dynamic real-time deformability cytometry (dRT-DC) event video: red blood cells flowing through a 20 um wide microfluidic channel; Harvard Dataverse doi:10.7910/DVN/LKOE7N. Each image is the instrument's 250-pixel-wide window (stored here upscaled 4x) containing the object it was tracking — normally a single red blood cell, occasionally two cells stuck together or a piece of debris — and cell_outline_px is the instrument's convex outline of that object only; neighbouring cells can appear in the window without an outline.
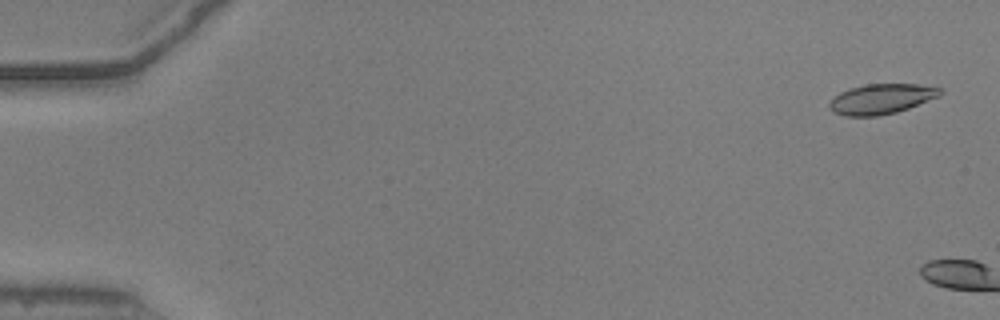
{"species": "common noctule bat (a hibernating species)", "species_latin": "Nyctalus noctula", "temperature_condition": "warm", "stored_images_in_passage": 4, "camera_frame_rate_fps": 3000, "um_per_image_px": 0.085, "animal": {"sex": "male", "body_mass_g": 20.5, "forearm_length_mm": 52.5}, "frame": {"image": 1, "passage_image": 2, "time_ms": 0.333, "image_size_px": [1000, 320], "cell_outline_px": [[944, 92], [940, 96], [908, 108], [896, 112], [876, 116], [844, 116], [832, 112], [828, 108], [828, 104], [840, 92], [848, 88], [864, 84], [920, 84], [940, 88]], "centroid_in_image_um": [74.9, 8.4], "position_along_channel_um": 10.1, "area_um2": 19.54}}